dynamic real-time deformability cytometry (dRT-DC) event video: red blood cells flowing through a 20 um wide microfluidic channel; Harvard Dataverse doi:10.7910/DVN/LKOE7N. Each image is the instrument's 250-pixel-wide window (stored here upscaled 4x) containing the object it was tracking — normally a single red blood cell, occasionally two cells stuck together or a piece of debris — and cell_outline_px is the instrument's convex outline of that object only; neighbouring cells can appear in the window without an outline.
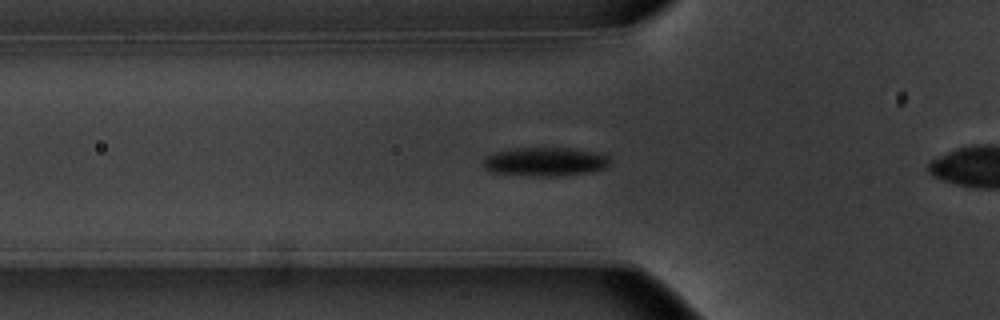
{"species": "common noctule bat (a hibernating species)", "species_latin": "Nyctalus noctula", "temperature_condition": "warm", "stored_images_in_passage": 41, "camera_frame_rate_fps": 3000, "um_per_image_px": 0.085, "animal": {"sex": "male", "body_mass_g": 20.1, "forearm_length_mm": 53.5}, "frame": {"image": 1, "passage_image": 5, "time_ms": 1.333, "image_size_px": [1000, 320], "cell_outline_px": [[608, 164], [604, 168], [592, 172], [548, 176], [540, 176], [492, 172], [484, 168], [484, 160], [488, 156], [496, 152], [516, 148], [568, 148], [596, 152], [608, 156]], "centroid_in_image_um": [46.35, 13.74], "position_along_channel_um": 79.5, "area_um2": 20.75}}
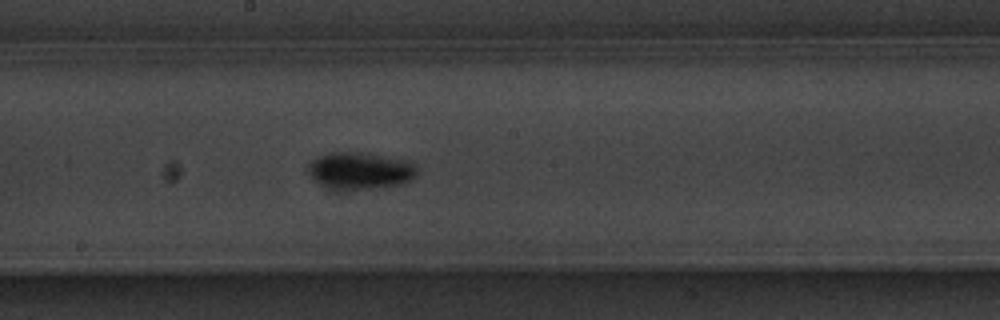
{"frame": {"image": 2, "passage_image": 16, "time_ms": 5.0, "image_size_px": [1000, 320], "cell_outline_px": [[416, 176], [400, 184], [372, 188], [332, 188], [320, 184], [312, 180], [308, 172], [308, 164], [316, 156], [328, 152], [364, 152], [408, 160], [416, 164]], "centroid_in_image_um": [30.58, 14.47], "position_along_channel_um": 217.6, "area_um2": 23.41}}
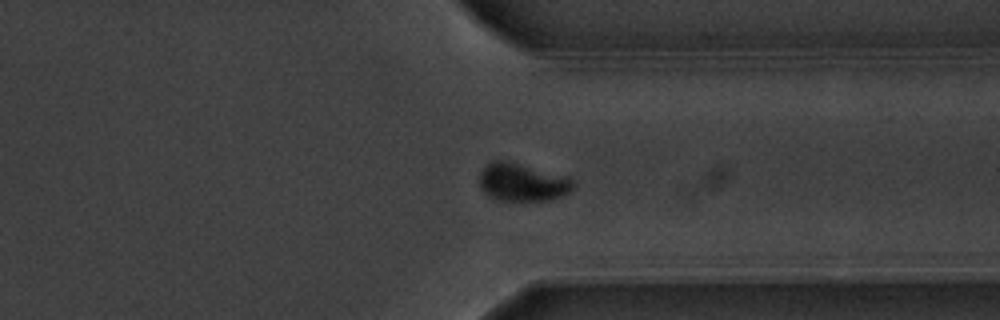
{"frame": {"image": 3, "passage_image": 28, "time_ms": 9.0, "image_size_px": [1000, 320], "cell_outline_px": [[572, 188], [564, 196], [548, 200], [496, 200], [488, 196], [480, 188], [480, 172], [492, 160], [508, 160], [564, 176], [572, 180]], "centroid_in_image_um": [44.35, 15.49], "position_along_channel_um": 367.1, "area_um2": 20.52}, "authors_computed_cell_mechanics": {"area_um2": 20.4034, "velocity_mm_per_s": 3.7465, "shape_relaxation_time_tau1_ms": 2.4324, "shape_relaxation_time_tau2_ms": null, "deformation_change_tau1": 0.1272, "deformation_change_tau2": null}}